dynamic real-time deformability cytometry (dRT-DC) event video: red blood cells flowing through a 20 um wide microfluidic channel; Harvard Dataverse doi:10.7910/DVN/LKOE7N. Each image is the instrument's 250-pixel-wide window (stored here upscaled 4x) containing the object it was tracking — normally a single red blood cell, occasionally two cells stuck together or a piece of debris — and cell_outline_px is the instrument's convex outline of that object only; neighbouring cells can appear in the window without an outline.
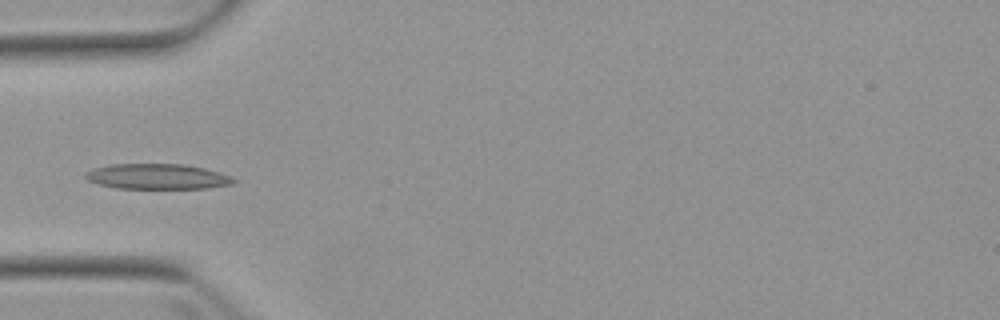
{"species": "Egyptian fruit bat (a non-hibernating species)", "species_latin": "Rousettus aegyptiacus", "temperature_condition": "warm", "stored_images_in_passage": 5, "camera_frame_rate_fps": 3000, "um_per_image_px": 0.085, "animal": {"sex": "female"}, "frame": {"image": 1, "passage_image": 5, "time_ms": 4.667, "image_size_px": [1000, 320], "cell_outline_px": [[236, 180], [232, 184], [208, 188], [116, 188], [96, 184], [88, 180], [84, 176], [84, 172], [92, 168], [112, 164], [184, 164], [204, 168], [220, 172]], "centroid_in_image_um": [13.31, 15.0], "position_along_channel_um": 71.7, "area_um2": 21.91}}